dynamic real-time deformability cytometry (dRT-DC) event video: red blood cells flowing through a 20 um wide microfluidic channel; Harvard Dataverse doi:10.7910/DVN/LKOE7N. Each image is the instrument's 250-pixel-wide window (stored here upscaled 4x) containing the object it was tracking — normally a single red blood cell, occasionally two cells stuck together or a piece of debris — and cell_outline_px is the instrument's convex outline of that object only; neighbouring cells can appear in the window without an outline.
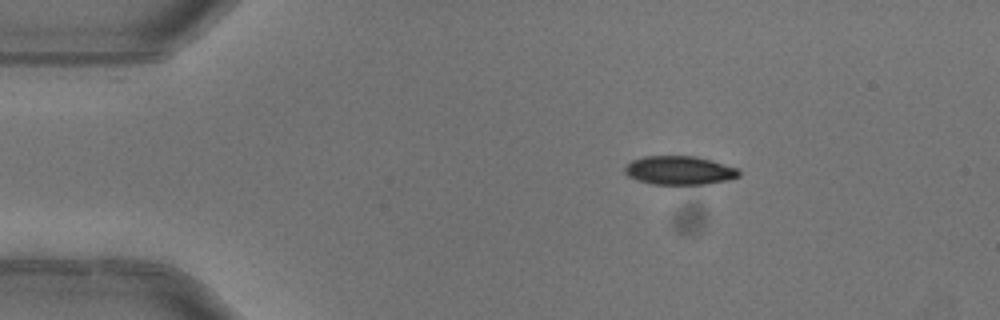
{"species": "common noctule bat (a hibernating species)", "species_latin": "Nyctalus noctula", "temperature_condition": "warm", "stored_images_in_passage": 3, "camera_frame_rate_fps": 3000, "um_per_image_px": 0.085, "animal": {"sex": "female"}, "frame": {"image": 1, "passage_image": 1, "time_ms": 0.0, "image_size_px": [1000, 320], "cell_outline_px": [[740, 176], [728, 180], [704, 184], [652, 184], [636, 180], [628, 176], [624, 172], [624, 168], [632, 160], [644, 156], [696, 156], [736, 168], [740, 172]], "centroid_in_image_um": [57.71, 14.48], "position_along_channel_um": 27.3, "area_um2": 18.96}}
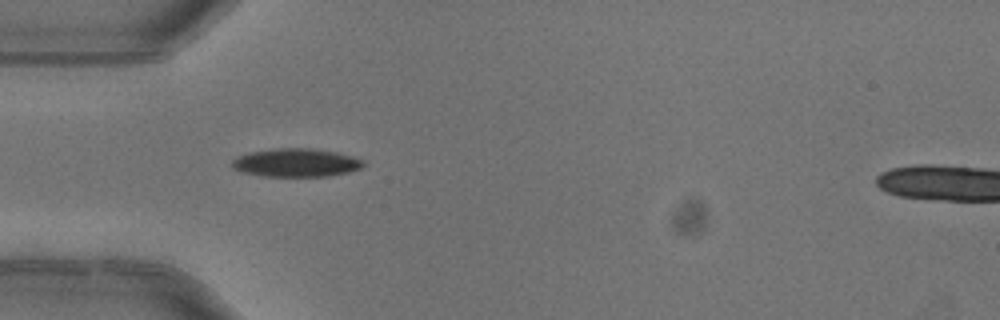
{"frame": {"image": 2, "passage_image": 3, "time_ms": 0.667, "image_size_px": [1000, 320], "cell_outline_px": [[364, 164], [360, 168], [348, 172], [328, 176], [268, 176], [244, 172], [232, 168], [232, 160], [236, 156], [248, 152], [276, 148], [312, 148], [336, 152], [352, 156], [360, 160]], "centroid_in_image_um": [25.13, 13.81], "position_along_channel_um": 59.9, "area_um2": 21.5}}